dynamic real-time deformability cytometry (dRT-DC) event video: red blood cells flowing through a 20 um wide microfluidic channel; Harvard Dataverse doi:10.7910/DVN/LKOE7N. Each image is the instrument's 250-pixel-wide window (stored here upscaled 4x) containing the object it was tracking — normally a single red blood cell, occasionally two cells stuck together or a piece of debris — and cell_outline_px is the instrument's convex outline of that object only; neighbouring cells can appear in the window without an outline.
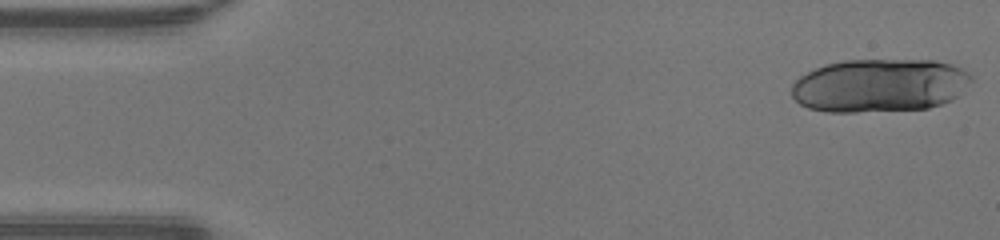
{"species": "human", "species_latin": "Homo sapiens", "temperature_condition": "warm", "stored_images_in_passage": 12, "camera_frame_rate_fps": 3000, "um_per_image_px": 0.085, "donor": {"sex": "male"}, "frame": {"image": 1, "passage_image": 1, "time_ms": 0.0, "image_size_px": [1000, 240], "cell_outline_px": [[972, 80], [952, 100], [928, 108], [856, 112], [828, 112], [808, 108], [800, 104], [792, 96], [792, 84], [800, 76], [824, 64], [844, 60], [932, 60], [952, 64], [968, 72], [972, 76]], "centroid_in_image_um": [74.75, 7.26], "position_along_channel_um": 10.3, "area_um2": 55.89}}